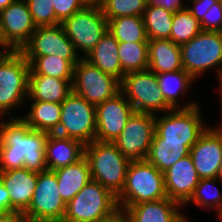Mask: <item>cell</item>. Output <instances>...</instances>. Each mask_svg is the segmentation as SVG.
Segmentation results:
<instances>
[{
  "mask_svg": "<svg viewBox=\"0 0 222 222\" xmlns=\"http://www.w3.org/2000/svg\"><path fill=\"white\" fill-rule=\"evenodd\" d=\"M173 14L162 7H146L142 17L148 40L170 39Z\"/></svg>",
  "mask_w": 222,
  "mask_h": 222,
  "instance_id": "31",
  "label": "cell"
},
{
  "mask_svg": "<svg viewBox=\"0 0 222 222\" xmlns=\"http://www.w3.org/2000/svg\"><path fill=\"white\" fill-rule=\"evenodd\" d=\"M120 91L130 102L135 112L156 115L173 109L164 99L158 87L156 74L149 69L124 75Z\"/></svg>",
  "mask_w": 222,
  "mask_h": 222,
  "instance_id": "7",
  "label": "cell"
},
{
  "mask_svg": "<svg viewBox=\"0 0 222 222\" xmlns=\"http://www.w3.org/2000/svg\"><path fill=\"white\" fill-rule=\"evenodd\" d=\"M56 14V25L62 24L76 12L87 6L84 0H52Z\"/></svg>",
  "mask_w": 222,
  "mask_h": 222,
  "instance_id": "37",
  "label": "cell"
},
{
  "mask_svg": "<svg viewBox=\"0 0 222 222\" xmlns=\"http://www.w3.org/2000/svg\"><path fill=\"white\" fill-rule=\"evenodd\" d=\"M148 69L154 73L182 70L180 45L170 39L148 40Z\"/></svg>",
  "mask_w": 222,
  "mask_h": 222,
  "instance_id": "22",
  "label": "cell"
},
{
  "mask_svg": "<svg viewBox=\"0 0 222 222\" xmlns=\"http://www.w3.org/2000/svg\"><path fill=\"white\" fill-rule=\"evenodd\" d=\"M164 116L155 115V134L165 142H186L190 148L207 129L200 106L171 109Z\"/></svg>",
  "mask_w": 222,
  "mask_h": 222,
  "instance_id": "8",
  "label": "cell"
},
{
  "mask_svg": "<svg viewBox=\"0 0 222 222\" xmlns=\"http://www.w3.org/2000/svg\"><path fill=\"white\" fill-rule=\"evenodd\" d=\"M55 172L38 173L35 191L28 209L24 212L31 222H62L66 204L60 197Z\"/></svg>",
  "mask_w": 222,
  "mask_h": 222,
  "instance_id": "12",
  "label": "cell"
},
{
  "mask_svg": "<svg viewBox=\"0 0 222 222\" xmlns=\"http://www.w3.org/2000/svg\"><path fill=\"white\" fill-rule=\"evenodd\" d=\"M120 81L85 58L74 66L72 92L97 106L120 92Z\"/></svg>",
  "mask_w": 222,
  "mask_h": 222,
  "instance_id": "11",
  "label": "cell"
},
{
  "mask_svg": "<svg viewBox=\"0 0 222 222\" xmlns=\"http://www.w3.org/2000/svg\"><path fill=\"white\" fill-rule=\"evenodd\" d=\"M99 6L107 20L124 16H143L147 0H103Z\"/></svg>",
  "mask_w": 222,
  "mask_h": 222,
  "instance_id": "35",
  "label": "cell"
},
{
  "mask_svg": "<svg viewBox=\"0 0 222 222\" xmlns=\"http://www.w3.org/2000/svg\"><path fill=\"white\" fill-rule=\"evenodd\" d=\"M219 220H221V222H222V214H221V215H219Z\"/></svg>",
  "mask_w": 222,
  "mask_h": 222,
  "instance_id": "51",
  "label": "cell"
},
{
  "mask_svg": "<svg viewBox=\"0 0 222 222\" xmlns=\"http://www.w3.org/2000/svg\"><path fill=\"white\" fill-rule=\"evenodd\" d=\"M47 170L59 168L78 162L85 156V145L76 139L49 133L45 142Z\"/></svg>",
  "mask_w": 222,
  "mask_h": 222,
  "instance_id": "20",
  "label": "cell"
},
{
  "mask_svg": "<svg viewBox=\"0 0 222 222\" xmlns=\"http://www.w3.org/2000/svg\"><path fill=\"white\" fill-rule=\"evenodd\" d=\"M199 180L191 156L179 159L164 172L167 197L181 206H185L193 195Z\"/></svg>",
  "mask_w": 222,
  "mask_h": 222,
  "instance_id": "18",
  "label": "cell"
},
{
  "mask_svg": "<svg viewBox=\"0 0 222 222\" xmlns=\"http://www.w3.org/2000/svg\"><path fill=\"white\" fill-rule=\"evenodd\" d=\"M190 1V0H188ZM218 0H191L193 6H187V10L200 21L208 11V9Z\"/></svg>",
  "mask_w": 222,
  "mask_h": 222,
  "instance_id": "39",
  "label": "cell"
},
{
  "mask_svg": "<svg viewBox=\"0 0 222 222\" xmlns=\"http://www.w3.org/2000/svg\"><path fill=\"white\" fill-rule=\"evenodd\" d=\"M30 64L21 51H10L0 62V117L28 100Z\"/></svg>",
  "mask_w": 222,
  "mask_h": 222,
  "instance_id": "4",
  "label": "cell"
},
{
  "mask_svg": "<svg viewBox=\"0 0 222 222\" xmlns=\"http://www.w3.org/2000/svg\"><path fill=\"white\" fill-rule=\"evenodd\" d=\"M0 43H3V40H2V32H1V26H0Z\"/></svg>",
  "mask_w": 222,
  "mask_h": 222,
  "instance_id": "50",
  "label": "cell"
},
{
  "mask_svg": "<svg viewBox=\"0 0 222 222\" xmlns=\"http://www.w3.org/2000/svg\"><path fill=\"white\" fill-rule=\"evenodd\" d=\"M98 222H133L126 208L118 206Z\"/></svg>",
  "mask_w": 222,
  "mask_h": 222,
  "instance_id": "41",
  "label": "cell"
},
{
  "mask_svg": "<svg viewBox=\"0 0 222 222\" xmlns=\"http://www.w3.org/2000/svg\"><path fill=\"white\" fill-rule=\"evenodd\" d=\"M189 154L190 147L186 145V142H165L154 134L146 160L164 173L179 159Z\"/></svg>",
  "mask_w": 222,
  "mask_h": 222,
  "instance_id": "27",
  "label": "cell"
},
{
  "mask_svg": "<svg viewBox=\"0 0 222 222\" xmlns=\"http://www.w3.org/2000/svg\"><path fill=\"white\" fill-rule=\"evenodd\" d=\"M168 198L164 173L147 160L130 161L123 190L117 196L118 206L127 208L141 202Z\"/></svg>",
  "mask_w": 222,
  "mask_h": 222,
  "instance_id": "3",
  "label": "cell"
},
{
  "mask_svg": "<svg viewBox=\"0 0 222 222\" xmlns=\"http://www.w3.org/2000/svg\"><path fill=\"white\" fill-rule=\"evenodd\" d=\"M21 52L24 56L57 55L70 61L74 66L82 58L78 56L74 44L67 37L61 24L37 27Z\"/></svg>",
  "mask_w": 222,
  "mask_h": 222,
  "instance_id": "14",
  "label": "cell"
},
{
  "mask_svg": "<svg viewBox=\"0 0 222 222\" xmlns=\"http://www.w3.org/2000/svg\"><path fill=\"white\" fill-rule=\"evenodd\" d=\"M202 31L200 22L187 10H180L173 14L170 40L182 45L193 39Z\"/></svg>",
  "mask_w": 222,
  "mask_h": 222,
  "instance_id": "33",
  "label": "cell"
},
{
  "mask_svg": "<svg viewBox=\"0 0 222 222\" xmlns=\"http://www.w3.org/2000/svg\"><path fill=\"white\" fill-rule=\"evenodd\" d=\"M180 49L183 69L193 79L213 67L218 76L222 72V32L202 30Z\"/></svg>",
  "mask_w": 222,
  "mask_h": 222,
  "instance_id": "6",
  "label": "cell"
},
{
  "mask_svg": "<svg viewBox=\"0 0 222 222\" xmlns=\"http://www.w3.org/2000/svg\"><path fill=\"white\" fill-rule=\"evenodd\" d=\"M3 43L12 51H21L37 29L25 0H15L0 11Z\"/></svg>",
  "mask_w": 222,
  "mask_h": 222,
  "instance_id": "15",
  "label": "cell"
},
{
  "mask_svg": "<svg viewBox=\"0 0 222 222\" xmlns=\"http://www.w3.org/2000/svg\"><path fill=\"white\" fill-rule=\"evenodd\" d=\"M108 31L118 42H148L142 16L109 19Z\"/></svg>",
  "mask_w": 222,
  "mask_h": 222,
  "instance_id": "30",
  "label": "cell"
},
{
  "mask_svg": "<svg viewBox=\"0 0 222 222\" xmlns=\"http://www.w3.org/2000/svg\"><path fill=\"white\" fill-rule=\"evenodd\" d=\"M118 46L119 42L107 31L84 58L97 66L102 72L115 77L121 82L125 74L120 65Z\"/></svg>",
  "mask_w": 222,
  "mask_h": 222,
  "instance_id": "24",
  "label": "cell"
},
{
  "mask_svg": "<svg viewBox=\"0 0 222 222\" xmlns=\"http://www.w3.org/2000/svg\"><path fill=\"white\" fill-rule=\"evenodd\" d=\"M155 134V115L134 112L113 141L130 161L146 160Z\"/></svg>",
  "mask_w": 222,
  "mask_h": 222,
  "instance_id": "13",
  "label": "cell"
},
{
  "mask_svg": "<svg viewBox=\"0 0 222 222\" xmlns=\"http://www.w3.org/2000/svg\"><path fill=\"white\" fill-rule=\"evenodd\" d=\"M60 197L67 205L91 179L90 165L84 156L78 162L54 171Z\"/></svg>",
  "mask_w": 222,
  "mask_h": 222,
  "instance_id": "25",
  "label": "cell"
},
{
  "mask_svg": "<svg viewBox=\"0 0 222 222\" xmlns=\"http://www.w3.org/2000/svg\"><path fill=\"white\" fill-rule=\"evenodd\" d=\"M49 133L31 129L21 117L0 123V171L47 170L45 142Z\"/></svg>",
  "mask_w": 222,
  "mask_h": 222,
  "instance_id": "1",
  "label": "cell"
},
{
  "mask_svg": "<svg viewBox=\"0 0 222 222\" xmlns=\"http://www.w3.org/2000/svg\"><path fill=\"white\" fill-rule=\"evenodd\" d=\"M30 64V74H44L73 81L74 65L57 55L25 56Z\"/></svg>",
  "mask_w": 222,
  "mask_h": 222,
  "instance_id": "29",
  "label": "cell"
},
{
  "mask_svg": "<svg viewBox=\"0 0 222 222\" xmlns=\"http://www.w3.org/2000/svg\"><path fill=\"white\" fill-rule=\"evenodd\" d=\"M117 207V196L91 180L66 205L62 222H98Z\"/></svg>",
  "mask_w": 222,
  "mask_h": 222,
  "instance_id": "5",
  "label": "cell"
},
{
  "mask_svg": "<svg viewBox=\"0 0 222 222\" xmlns=\"http://www.w3.org/2000/svg\"><path fill=\"white\" fill-rule=\"evenodd\" d=\"M0 222H31L22 212L0 214Z\"/></svg>",
  "mask_w": 222,
  "mask_h": 222,
  "instance_id": "43",
  "label": "cell"
},
{
  "mask_svg": "<svg viewBox=\"0 0 222 222\" xmlns=\"http://www.w3.org/2000/svg\"><path fill=\"white\" fill-rule=\"evenodd\" d=\"M216 178H217L220 182H222V162L220 163L219 170H218V173H217Z\"/></svg>",
  "mask_w": 222,
  "mask_h": 222,
  "instance_id": "48",
  "label": "cell"
},
{
  "mask_svg": "<svg viewBox=\"0 0 222 222\" xmlns=\"http://www.w3.org/2000/svg\"><path fill=\"white\" fill-rule=\"evenodd\" d=\"M103 0H84L87 5H100Z\"/></svg>",
  "mask_w": 222,
  "mask_h": 222,
  "instance_id": "46",
  "label": "cell"
},
{
  "mask_svg": "<svg viewBox=\"0 0 222 222\" xmlns=\"http://www.w3.org/2000/svg\"><path fill=\"white\" fill-rule=\"evenodd\" d=\"M158 79V87L162 91L165 101L173 108H191L197 103L190 102L183 107L179 105L181 95H186L194 79L184 70L155 73ZM181 94V95H180Z\"/></svg>",
  "mask_w": 222,
  "mask_h": 222,
  "instance_id": "26",
  "label": "cell"
},
{
  "mask_svg": "<svg viewBox=\"0 0 222 222\" xmlns=\"http://www.w3.org/2000/svg\"><path fill=\"white\" fill-rule=\"evenodd\" d=\"M10 213V198L8 190L0 180V214Z\"/></svg>",
  "mask_w": 222,
  "mask_h": 222,
  "instance_id": "42",
  "label": "cell"
},
{
  "mask_svg": "<svg viewBox=\"0 0 222 222\" xmlns=\"http://www.w3.org/2000/svg\"><path fill=\"white\" fill-rule=\"evenodd\" d=\"M217 178L200 179L198 185L195 187L194 193L186 203L190 202L202 206L205 209L215 208L218 216L222 214V195L219 188L214 185ZM209 189L212 192L209 191ZM210 192V193H209Z\"/></svg>",
  "mask_w": 222,
  "mask_h": 222,
  "instance_id": "34",
  "label": "cell"
},
{
  "mask_svg": "<svg viewBox=\"0 0 222 222\" xmlns=\"http://www.w3.org/2000/svg\"><path fill=\"white\" fill-rule=\"evenodd\" d=\"M85 157L90 165L91 179L118 196L124 188L130 160L113 142L97 140L85 145Z\"/></svg>",
  "mask_w": 222,
  "mask_h": 222,
  "instance_id": "2",
  "label": "cell"
},
{
  "mask_svg": "<svg viewBox=\"0 0 222 222\" xmlns=\"http://www.w3.org/2000/svg\"><path fill=\"white\" fill-rule=\"evenodd\" d=\"M189 155L200 179L216 178L222 162V125L207 128L190 148Z\"/></svg>",
  "mask_w": 222,
  "mask_h": 222,
  "instance_id": "17",
  "label": "cell"
},
{
  "mask_svg": "<svg viewBox=\"0 0 222 222\" xmlns=\"http://www.w3.org/2000/svg\"><path fill=\"white\" fill-rule=\"evenodd\" d=\"M72 93V82L44 74H29L28 97L31 101L62 103Z\"/></svg>",
  "mask_w": 222,
  "mask_h": 222,
  "instance_id": "23",
  "label": "cell"
},
{
  "mask_svg": "<svg viewBox=\"0 0 222 222\" xmlns=\"http://www.w3.org/2000/svg\"><path fill=\"white\" fill-rule=\"evenodd\" d=\"M55 134L76 139L84 145L95 140L96 106L72 92L61 103V117Z\"/></svg>",
  "mask_w": 222,
  "mask_h": 222,
  "instance_id": "9",
  "label": "cell"
},
{
  "mask_svg": "<svg viewBox=\"0 0 222 222\" xmlns=\"http://www.w3.org/2000/svg\"><path fill=\"white\" fill-rule=\"evenodd\" d=\"M1 48L5 49V50H3ZM1 50H3V51H1ZM10 51L11 50L4 43H0V62Z\"/></svg>",
  "mask_w": 222,
  "mask_h": 222,
  "instance_id": "44",
  "label": "cell"
},
{
  "mask_svg": "<svg viewBox=\"0 0 222 222\" xmlns=\"http://www.w3.org/2000/svg\"><path fill=\"white\" fill-rule=\"evenodd\" d=\"M31 104L26 117H20L31 129L55 133L60 124L61 103L33 101Z\"/></svg>",
  "mask_w": 222,
  "mask_h": 222,
  "instance_id": "28",
  "label": "cell"
},
{
  "mask_svg": "<svg viewBox=\"0 0 222 222\" xmlns=\"http://www.w3.org/2000/svg\"><path fill=\"white\" fill-rule=\"evenodd\" d=\"M147 6L162 7L173 13L187 9V4L185 5L181 0H147Z\"/></svg>",
  "mask_w": 222,
  "mask_h": 222,
  "instance_id": "40",
  "label": "cell"
},
{
  "mask_svg": "<svg viewBox=\"0 0 222 222\" xmlns=\"http://www.w3.org/2000/svg\"><path fill=\"white\" fill-rule=\"evenodd\" d=\"M134 112L132 105L121 91L104 103L98 104L95 140L113 142Z\"/></svg>",
  "mask_w": 222,
  "mask_h": 222,
  "instance_id": "16",
  "label": "cell"
},
{
  "mask_svg": "<svg viewBox=\"0 0 222 222\" xmlns=\"http://www.w3.org/2000/svg\"><path fill=\"white\" fill-rule=\"evenodd\" d=\"M199 22L202 30L222 32V0L215 2Z\"/></svg>",
  "mask_w": 222,
  "mask_h": 222,
  "instance_id": "38",
  "label": "cell"
},
{
  "mask_svg": "<svg viewBox=\"0 0 222 222\" xmlns=\"http://www.w3.org/2000/svg\"><path fill=\"white\" fill-rule=\"evenodd\" d=\"M67 37L74 44L76 52L82 51L83 58L95 47L108 31V20L100 6L87 5L62 24Z\"/></svg>",
  "mask_w": 222,
  "mask_h": 222,
  "instance_id": "10",
  "label": "cell"
},
{
  "mask_svg": "<svg viewBox=\"0 0 222 222\" xmlns=\"http://www.w3.org/2000/svg\"><path fill=\"white\" fill-rule=\"evenodd\" d=\"M218 78H219L218 80L220 82V84H219L220 85V87H219L220 91L219 92H220V96H221L220 97L221 98V100H220L221 103L220 104H221V109H222V72L219 74Z\"/></svg>",
  "mask_w": 222,
  "mask_h": 222,
  "instance_id": "47",
  "label": "cell"
},
{
  "mask_svg": "<svg viewBox=\"0 0 222 222\" xmlns=\"http://www.w3.org/2000/svg\"><path fill=\"white\" fill-rule=\"evenodd\" d=\"M37 27L56 26L52 0H25Z\"/></svg>",
  "mask_w": 222,
  "mask_h": 222,
  "instance_id": "36",
  "label": "cell"
},
{
  "mask_svg": "<svg viewBox=\"0 0 222 222\" xmlns=\"http://www.w3.org/2000/svg\"><path fill=\"white\" fill-rule=\"evenodd\" d=\"M179 203L169 199L141 202L126 208L133 222H177L181 216Z\"/></svg>",
  "mask_w": 222,
  "mask_h": 222,
  "instance_id": "21",
  "label": "cell"
},
{
  "mask_svg": "<svg viewBox=\"0 0 222 222\" xmlns=\"http://www.w3.org/2000/svg\"><path fill=\"white\" fill-rule=\"evenodd\" d=\"M15 0H0V11L12 4Z\"/></svg>",
  "mask_w": 222,
  "mask_h": 222,
  "instance_id": "45",
  "label": "cell"
},
{
  "mask_svg": "<svg viewBox=\"0 0 222 222\" xmlns=\"http://www.w3.org/2000/svg\"><path fill=\"white\" fill-rule=\"evenodd\" d=\"M38 172L27 170L25 167L0 171V180L8 190L10 212L24 213L32 200Z\"/></svg>",
  "mask_w": 222,
  "mask_h": 222,
  "instance_id": "19",
  "label": "cell"
},
{
  "mask_svg": "<svg viewBox=\"0 0 222 222\" xmlns=\"http://www.w3.org/2000/svg\"><path fill=\"white\" fill-rule=\"evenodd\" d=\"M118 56L124 74L148 69V42H119Z\"/></svg>",
  "mask_w": 222,
  "mask_h": 222,
  "instance_id": "32",
  "label": "cell"
},
{
  "mask_svg": "<svg viewBox=\"0 0 222 222\" xmlns=\"http://www.w3.org/2000/svg\"><path fill=\"white\" fill-rule=\"evenodd\" d=\"M177 222H189V220L186 218V216L182 215Z\"/></svg>",
  "mask_w": 222,
  "mask_h": 222,
  "instance_id": "49",
  "label": "cell"
}]
</instances>
